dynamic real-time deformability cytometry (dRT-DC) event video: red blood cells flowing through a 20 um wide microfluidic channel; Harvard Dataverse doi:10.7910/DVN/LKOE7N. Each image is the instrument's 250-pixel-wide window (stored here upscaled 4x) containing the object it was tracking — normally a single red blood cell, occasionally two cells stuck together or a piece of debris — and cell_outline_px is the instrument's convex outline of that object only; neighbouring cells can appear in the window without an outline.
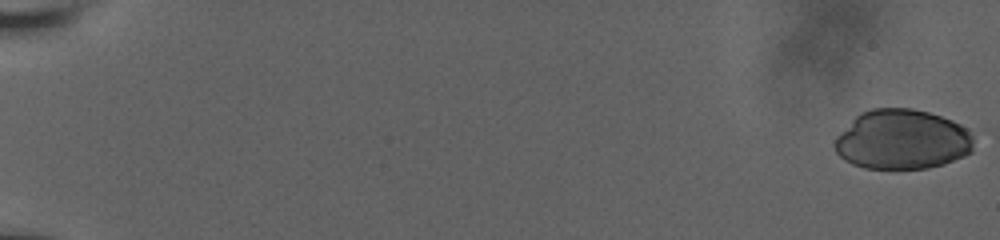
{"species": "human", "species_latin": "Homo sapiens", "temperature_condition": "room temperature", "stored_images_in_passage": 58, "camera_frame_rate_fps": 3000, "um_per_image_px": 0.085, "donor": {"sex": "male"}, "frame": {"image": 1, "passage_image": 1, "time_ms": 0.0, "image_size_px": [1000, 240], "cell_outline_px": [[972, 152], [964, 156], [944, 164], [928, 168], [864, 168], [852, 164], [844, 160], [836, 152], [832, 144], [836, 136], [860, 112], [872, 108], [912, 108], [928, 112], [952, 120], [960, 124], [972, 136]], "centroid_in_image_um": [76.65, 11.86], "position_along_channel_um": 8.4, "area_um2": 48.49}}
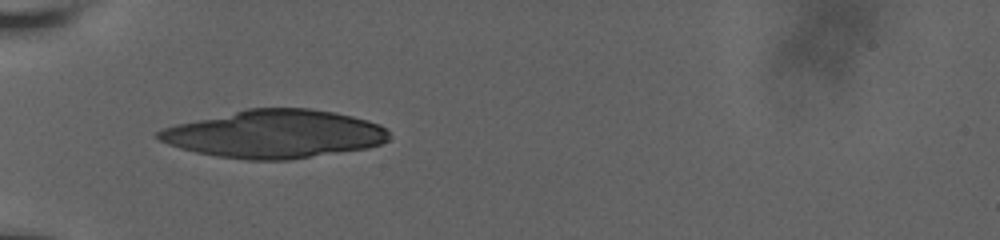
{"frame": {"image": 2, "passage_image": 22, "time_ms": 7.0, "image_size_px": [1000, 240], "cell_outline_px": [[388, 140], [380, 144], [368, 148], [288, 160], [248, 160], [216, 156], [196, 152], [180, 148], [168, 144], [160, 140], [156, 136], [156, 132], [164, 128], [176, 124], [248, 108], [308, 108], [336, 112], [368, 120], [380, 124], [388, 132]], "centroid_in_image_um": [23.35, 11.39], "position_along_channel_um": 61.7, "area_um2": 64.45}}